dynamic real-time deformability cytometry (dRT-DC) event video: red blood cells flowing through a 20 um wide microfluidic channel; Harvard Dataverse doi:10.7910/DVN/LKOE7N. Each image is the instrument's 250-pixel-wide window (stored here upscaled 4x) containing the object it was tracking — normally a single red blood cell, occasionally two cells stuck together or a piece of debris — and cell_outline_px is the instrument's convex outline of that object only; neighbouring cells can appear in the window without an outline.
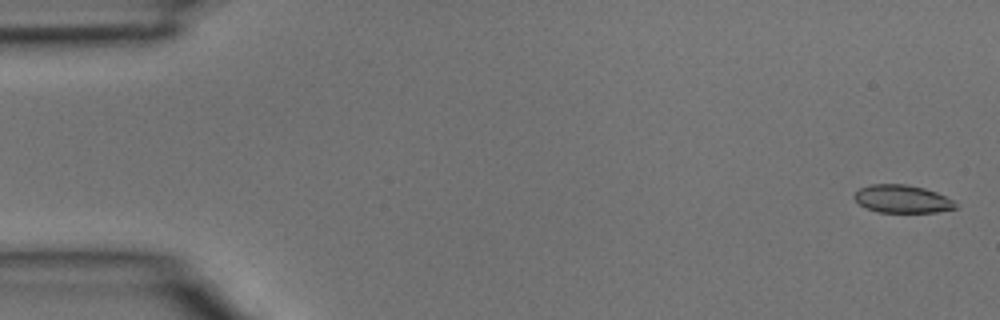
{"species": "common noctule bat (a hibernating species)", "species_latin": "Nyctalus noctula", "temperature_condition": "room temperature", "stored_images_in_passage": 3, "camera_frame_rate_fps": 3000, "um_per_image_px": 0.085, "animal": {"sex": "male", "body_mass_g": 15.6}, "frame": {"image": 1, "passage_image": 1, "time_ms": 0.0, "image_size_px": [1000, 320], "cell_outline_px": [[956, 208], [936, 212], [876, 212], [860, 204], [852, 196], [860, 188], [872, 184], [908, 184], [924, 188], [936, 192], [952, 200], [956, 204]], "centroid_in_image_um": [76.67, 16.9], "position_along_channel_um": 8.3, "area_um2": 16.3}}
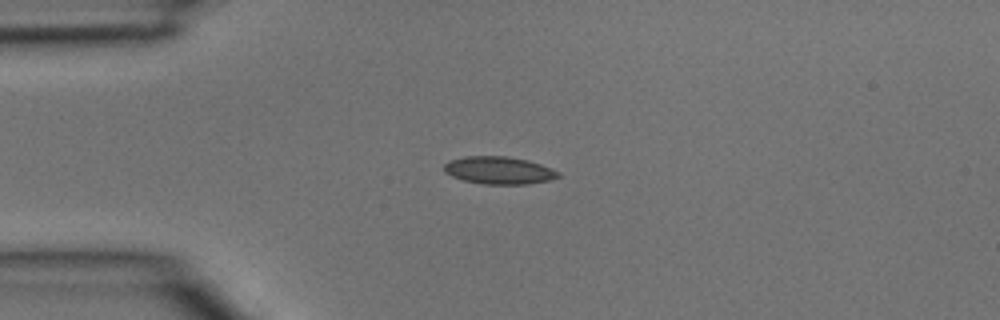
{"frame": {"image": 2, "passage_image": 3, "time_ms": 0.667, "image_size_px": [1000, 320], "cell_outline_px": [[560, 176], [548, 180], [528, 184], [484, 184], [464, 180], [452, 176], [444, 172], [444, 164], [452, 160], [464, 156], [504, 156], [528, 160], [540, 164], [560, 172]], "centroid_in_image_um": [42.4, 14.48], "position_along_channel_um": 42.6, "area_um2": 18.15}}